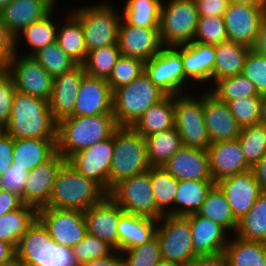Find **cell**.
I'll return each instance as SVG.
<instances>
[{
	"label": "cell",
	"instance_id": "2e32d148",
	"mask_svg": "<svg viewBox=\"0 0 266 266\" xmlns=\"http://www.w3.org/2000/svg\"><path fill=\"white\" fill-rule=\"evenodd\" d=\"M114 153L113 135L71 155L67 162L108 193V179Z\"/></svg>",
	"mask_w": 266,
	"mask_h": 266
},
{
	"label": "cell",
	"instance_id": "ba28073f",
	"mask_svg": "<svg viewBox=\"0 0 266 266\" xmlns=\"http://www.w3.org/2000/svg\"><path fill=\"white\" fill-rule=\"evenodd\" d=\"M72 14L82 26L87 52L118 44V28L122 15L110 4L79 7Z\"/></svg>",
	"mask_w": 266,
	"mask_h": 266
},
{
	"label": "cell",
	"instance_id": "6da1fadb",
	"mask_svg": "<svg viewBox=\"0 0 266 266\" xmlns=\"http://www.w3.org/2000/svg\"><path fill=\"white\" fill-rule=\"evenodd\" d=\"M57 128L48 101L15 92L10 121L3 129L7 134L13 139H57Z\"/></svg>",
	"mask_w": 266,
	"mask_h": 266
},
{
	"label": "cell",
	"instance_id": "9c48e42d",
	"mask_svg": "<svg viewBox=\"0 0 266 266\" xmlns=\"http://www.w3.org/2000/svg\"><path fill=\"white\" fill-rule=\"evenodd\" d=\"M107 195L127 213L159 220L163 214L157 209L148 171L119 180Z\"/></svg>",
	"mask_w": 266,
	"mask_h": 266
},
{
	"label": "cell",
	"instance_id": "7c38bea8",
	"mask_svg": "<svg viewBox=\"0 0 266 266\" xmlns=\"http://www.w3.org/2000/svg\"><path fill=\"white\" fill-rule=\"evenodd\" d=\"M7 72L11 75L16 91L42 98L49 102L52 95L53 77L32 55L14 54L7 62Z\"/></svg>",
	"mask_w": 266,
	"mask_h": 266
},
{
	"label": "cell",
	"instance_id": "e575fe53",
	"mask_svg": "<svg viewBox=\"0 0 266 266\" xmlns=\"http://www.w3.org/2000/svg\"><path fill=\"white\" fill-rule=\"evenodd\" d=\"M37 218L38 210L26 204L0 216V240L16 249L23 234Z\"/></svg>",
	"mask_w": 266,
	"mask_h": 266
},
{
	"label": "cell",
	"instance_id": "ee69618b",
	"mask_svg": "<svg viewBox=\"0 0 266 266\" xmlns=\"http://www.w3.org/2000/svg\"><path fill=\"white\" fill-rule=\"evenodd\" d=\"M215 87L209 92L218 100L225 103L241 97H261V95L258 94L255 85L243 74L220 79L215 82Z\"/></svg>",
	"mask_w": 266,
	"mask_h": 266
},
{
	"label": "cell",
	"instance_id": "d6986e66",
	"mask_svg": "<svg viewBox=\"0 0 266 266\" xmlns=\"http://www.w3.org/2000/svg\"><path fill=\"white\" fill-rule=\"evenodd\" d=\"M66 161L57 152L50 160L29 171L23 192V203L37 210L47 207L56 176Z\"/></svg>",
	"mask_w": 266,
	"mask_h": 266
},
{
	"label": "cell",
	"instance_id": "7bdbcfd3",
	"mask_svg": "<svg viewBox=\"0 0 266 266\" xmlns=\"http://www.w3.org/2000/svg\"><path fill=\"white\" fill-rule=\"evenodd\" d=\"M52 11L43 19L28 25L23 29L20 34L15 38V46L17 45L18 38L21 33L26 39L27 44L31 47L30 53L25 55H33L41 48L46 47L48 44L57 41L58 24L52 21Z\"/></svg>",
	"mask_w": 266,
	"mask_h": 266
},
{
	"label": "cell",
	"instance_id": "753ad0ef",
	"mask_svg": "<svg viewBox=\"0 0 266 266\" xmlns=\"http://www.w3.org/2000/svg\"><path fill=\"white\" fill-rule=\"evenodd\" d=\"M12 0H0V11L7 6Z\"/></svg>",
	"mask_w": 266,
	"mask_h": 266
},
{
	"label": "cell",
	"instance_id": "91938a15",
	"mask_svg": "<svg viewBox=\"0 0 266 266\" xmlns=\"http://www.w3.org/2000/svg\"><path fill=\"white\" fill-rule=\"evenodd\" d=\"M23 204L18 194L0 189V216L20 208Z\"/></svg>",
	"mask_w": 266,
	"mask_h": 266
},
{
	"label": "cell",
	"instance_id": "4dcf8cb0",
	"mask_svg": "<svg viewBox=\"0 0 266 266\" xmlns=\"http://www.w3.org/2000/svg\"><path fill=\"white\" fill-rule=\"evenodd\" d=\"M216 59L213 66V81L241 74L243 66L252 49L244 44L226 40L214 46Z\"/></svg>",
	"mask_w": 266,
	"mask_h": 266
},
{
	"label": "cell",
	"instance_id": "89a4df30",
	"mask_svg": "<svg viewBox=\"0 0 266 266\" xmlns=\"http://www.w3.org/2000/svg\"><path fill=\"white\" fill-rule=\"evenodd\" d=\"M7 72V62L0 58V77H2Z\"/></svg>",
	"mask_w": 266,
	"mask_h": 266
},
{
	"label": "cell",
	"instance_id": "277c9868",
	"mask_svg": "<svg viewBox=\"0 0 266 266\" xmlns=\"http://www.w3.org/2000/svg\"><path fill=\"white\" fill-rule=\"evenodd\" d=\"M15 258L36 266H79L72 248L53 241L38 218L19 240Z\"/></svg>",
	"mask_w": 266,
	"mask_h": 266
},
{
	"label": "cell",
	"instance_id": "3957f363",
	"mask_svg": "<svg viewBox=\"0 0 266 266\" xmlns=\"http://www.w3.org/2000/svg\"><path fill=\"white\" fill-rule=\"evenodd\" d=\"M106 196L107 192L98 183L86 178L66 161L56 176L47 207L86 211Z\"/></svg>",
	"mask_w": 266,
	"mask_h": 266
},
{
	"label": "cell",
	"instance_id": "8992f818",
	"mask_svg": "<svg viewBox=\"0 0 266 266\" xmlns=\"http://www.w3.org/2000/svg\"><path fill=\"white\" fill-rule=\"evenodd\" d=\"M113 143L108 192L119 180L144 173L151 167L145 139L131 126H119L113 133Z\"/></svg>",
	"mask_w": 266,
	"mask_h": 266
},
{
	"label": "cell",
	"instance_id": "a7ac6f4b",
	"mask_svg": "<svg viewBox=\"0 0 266 266\" xmlns=\"http://www.w3.org/2000/svg\"><path fill=\"white\" fill-rule=\"evenodd\" d=\"M259 124L266 126V93L261 95Z\"/></svg>",
	"mask_w": 266,
	"mask_h": 266
},
{
	"label": "cell",
	"instance_id": "681fc988",
	"mask_svg": "<svg viewBox=\"0 0 266 266\" xmlns=\"http://www.w3.org/2000/svg\"><path fill=\"white\" fill-rule=\"evenodd\" d=\"M226 40L228 37L223 17H199L193 42L215 46Z\"/></svg>",
	"mask_w": 266,
	"mask_h": 266
},
{
	"label": "cell",
	"instance_id": "6125c7cd",
	"mask_svg": "<svg viewBox=\"0 0 266 266\" xmlns=\"http://www.w3.org/2000/svg\"><path fill=\"white\" fill-rule=\"evenodd\" d=\"M122 252L113 250L109 255L103 256L89 262L83 263L80 266H124Z\"/></svg>",
	"mask_w": 266,
	"mask_h": 266
},
{
	"label": "cell",
	"instance_id": "5bb4252c",
	"mask_svg": "<svg viewBox=\"0 0 266 266\" xmlns=\"http://www.w3.org/2000/svg\"><path fill=\"white\" fill-rule=\"evenodd\" d=\"M145 72L151 82L167 95L184 93V84L188 79L184 74L182 56L174 47H163L145 63Z\"/></svg>",
	"mask_w": 266,
	"mask_h": 266
},
{
	"label": "cell",
	"instance_id": "7a4b0ae2",
	"mask_svg": "<svg viewBox=\"0 0 266 266\" xmlns=\"http://www.w3.org/2000/svg\"><path fill=\"white\" fill-rule=\"evenodd\" d=\"M118 127L113 114L64 118L58 122L57 152L67 160L74 153L111 137Z\"/></svg>",
	"mask_w": 266,
	"mask_h": 266
},
{
	"label": "cell",
	"instance_id": "8d00e7d4",
	"mask_svg": "<svg viewBox=\"0 0 266 266\" xmlns=\"http://www.w3.org/2000/svg\"><path fill=\"white\" fill-rule=\"evenodd\" d=\"M197 213L217 223L223 227L227 233L232 230L236 232L237 230L238 221L235 219L224 193L216 184L208 192Z\"/></svg>",
	"mask_w": 266,
	"mask_h": 266
},
{
	"label": "cell",
	"instance_id": "ab89813d",
	"mask_svg": "<svg viewBox=\"0 0 266 266\" xmlns=\"http://www.w3.org/2000/svg\"><path fill=\"white\" fill-rule=\"evenodd\" d=\"M150 181L157 209L163 215H173L178 180L162 167H150Z\"/></svg>",
	"mask_w": 266,
	"mask_h": 266
},
{
	"label": "cell",
	"instance_id": "f1b7e54d",
	"mask_svg": "<svg viewBox=\"0 0 266 266\" xmlns=\"http://www.w3.org/2000/svg\"><path fill=\"white\" fill-rule=\"evenodd\" d=\"M157 224V219L124 212L117 227V250L122 252L149 242L156 236Z\"/></svg>",
	"mask_w": 266,
	"mask_h": 266
},
{
	"label": "cell",
	"instance_id": "2644e50d",
	"mask_svg": "<svg viewBox=\"0 0 266 266\" xmlns=\"http://www.w3.org/2000/svg\"><path fill=\"white\" fill-rule=\"evenodd\" d=\"M11 266H36V265H32L15 258Z\"/></svg>",
	"mask_w": 266,
	"mask_h": 266
},
{
	"label": "cell",
	"instance_id": "7402d4cb",
	"mask_svg": "<svg viewBox=\"0 0 266 266\" xmlns=\"http://www.w3.org/2000/svg\"><path fill=\"white\" fill-rule=\"evenodd\" d=\"M85 75L84 65L77 64L72 69L53 78L49 107L57 122L72 116L81 81Z\"/></svg>",
	"mask_w": 266,
	"mask_h": 266
},
{
	"label": "cell",
	"instance_id": "f6af8a7d",
	"mask_svg": "<svg viewBox=\"0 0 266 266\" xmlns=\"http://www.w3.org/2000/svg\"><path fill=\"white\" fill-rule=\"evenodd\" d=\"M247 163L253 167L266 155V126L255 124L241 128L237 138Z\"/></svg>",
	"mask_w": 266,
	"mask_h": 266
},
{
	"label": "cell",
	"instance_id": "7dc6e473",
	"mask_svg": "<svg viewBox=\"0 0 266 266\" xmlns=\"http://www.w3.org/2000/svg\"><path fill=\"white\" fill-rule=\"evenodd\" d=\"M144 72L145 63L142 60L121 55L107 82L113 92L115 89L131 83Z\"/></svg>",
	"mask_w": 266,
	"mask_h": 266
},
{
	"label": "cell",
	"instance_id": "4fadbf2b",
	"mask_svg": "<svg viewBox=\"0 0 266 266\" xmlns=\"http://www.w3.org/2000/svg\"><path fill=\"white\" fill-rule=\"evenodd\" d=\"M38 219L58 245L73 248L87 233L84 211L42 207Z\"/></svg>",
	"mask_w": 266,
	"mask_h": 266
},
{
	"label": "cell",
	"instance_id": "bcb514c9",
	"mask_svg": "<svg viewBox=\"0 0 266 266\" xmlns=\"http://www.w3.org/2000/svg\"><path fill=\"white\" fill-rule=\"evenodd\" d=\"M32 56L53 78L77 65V63L60 48L57 41L41 48Z\"/></svg>",
	"mask_w": 266,
	"mask_h": 266
},
{
	"label": "cell",
	"instance_id": "d4e9b609",
	"mask_svg": "<svg viewBox=\"0 0 266 266\" xmlns=\"http://www.w3.org/2000/svg\"><path fill=\"white\" fill-rule=\"evenodd\" d=\"M179 180L213 181L207 150L181 147L163 167Z\"/></svg>",
	"mask_w": 266,
	"mask_h": 266
},
{
	"label": "cell",
	"instance_id": "9f6ffc18",
	"mask_svg": "<svg viewBox=\"0 0 266 266\" xmlns=\"http://www.w3.org/2000/svg\"><path fill=\"white\" fill-rule=\"evenodd\" d=\"M199 17L218 16L223 17L228 6L229 0H194Z\"/></svg>",
	"mask_w": 266,
	"mask_h": 266
},
{
	"label": "cell",
	"instance_id": "74e56055",
	"mask_svg": "<svg viewBox=\"0 0 266 266\" xmlns=\"http://www.w3.org/2000/svg\"><path fill=\"white\" fill-rule=\"evenodd\" d=\"M66 19L63 26H58L57 43L77 64H83L88 52L82 26L72 13H69Z\"/></svg>",
	"mask_w": 266,
	"mask_h": 266
},
{
	"label": "cell",
	"instance_id": "94428289",
	"mask_svg": "<svg viewBox=\"0 0 266 266\" xmlns=\"http://www.w3.org/2000/svg\"><path fill=\"white\" fill-rule=\"evenodd\" d=\"M185 266H228L224 252L215 255L196 256Z\"/></svg>",
	"mask_w": 266,
	"mask_h": 266
},
{
	"label": "cell",
	"instance_id": "f907efd6",
	"mask_svg": "<svg viewBox=\"0 0 266 266\" xmlns=\"http://www.w3.org/2000/svg\"><path fill=\"white\" fill-rule=\"evenodd\" d=\"M260 101L261 97H241L233 99L227 104L236 120L237 124L241 127H247L259 124L260 120Z\"/></svg>",
	"mask_w": 266,
	"mask_h": 266
},
{
	"label": "cell",
	"instance_id": "03108f58",
	"mask_svg": "<svg viewBox=\"0 0 266 266\" xmlns=\"http://www.w3.org/2000/svg\"><path fill=\"white\" fill-rule=\"evenodd\" d=\"M256 49L262 53H266V12L262 19L260 38Z\"/></svg>",
	"mask_w": 266,
	"mask_h": 266
},
{
	"label": "cell",
	"instance_id": "e0dca14e",
	"mask_svg": "<svg viewBox=\"0 0 266 266\" xmlns=\"http://www.w3.org/2000/svg\"><path fill=\"white\" fill-rule=\"evenodd\" d=\"M118 46L123 56L148 62L164 47L161 43L159 27H137L123 18L118 28Z\"/></svg>",
	"mask_w": 266,
	"mask_h": 266
},
{
	"label": "cell",
	"instance_id": "83f0119b",
	"mask_svg": "<svg viewBox=\"0 0 266 266\" xmlns=\"http://www.w3.org/2000/svg\"><path fill=\"white\" fill-rule=\"evenodd\" d=\"M181 54L183 70L188 81H212L213 66L216 59L214 45L190 42L185 45L174 46Z\"/></svg>",
	"mask_w": 266,
	"mask_h": 266
},
{
	"label": "cell",
	"instance_id": "003e7915",
	"mask_svg": "<svg viewBox=\"0 0 266 266\" xmlns=\"http://www.w3.org/2000/svg\"><path fill=\"white\" fill-rule=\"evenodd\" d=\"M230 4H247L256 7H266V0H229Z\"/></svg>",
	"mask_w": 266,
	"mask_h": 266
},
{
	"label": "cell",
	"instance_id": "34e18365",
	"mask_svg": "<svg viewBox=\"0 0 266 266\" xmlns=\"http://www.w3.org/2000/svg\"><path fill=\"white\" fill-rule=\"evenodd\" d=\"M13 263H0V266H11Z\"/></svg>",
	"mask_w": 266,
	"mask_h": 266
},
{
	"label": "cell",
	"instance_id": "d590c367",
	"mask_svg": "<svg viewBox=\"0 0 266 266\" xmlns=\"http://www.w3.org/2000/svg\"><path fill=\"white\" fill-rule=\"evenodd\" d=\"M144 139L151 167H163L183 147L181 137L175 128L153 133Z\"/></svg>",
	"mask_w": 266,
	"mask_h": 266
},
{
	"label": "cell",
	"instance_id": "816d5d0a",
	"mask_svg": "<svg viewBox=\"0 0 266 266\" xmlns=\"http://www.w3.org/2000/svg\"><path fill=\"white\" fill-rule=\"evenodd\" d=\"M254 85L259 95L266 93V53L252 48L246 57L242 73Z\"/></svg>",
	"mask_w": 266,
	"mask_h": 266
},
{
	"label": "cell",
	"instance_id": "e7e4bbea",
	"mask_svg": "<svg viewBox=\"0 0 266 266\" xmlns=\"http://www.w3.org/2000/svg\"><path fill=\"white\" fill-rule=\"evenodd\" d=\"M15 249L7 242L0 240V263H13Z\"/></svg>",
	"mask_w": 266,
	"mask_h": 266
},
{
	"label": "cell",
	"instance_id": "603a6c76",
	"mask_svg": "<svg viewBox=\"0 0 266 266\" xmlns=\"http://www.w3.org/2000/svg\"><path fill=\"white\" fill-rule=\"evenodd\" d=\"M213 181L250 170L238 139L211 143L207 149Z\"/></svg>",
	"mask_w": 266,
	"mask_h": 266
},
{
	"label": "cell",
	"instance_id": "ac0fdd59",
	"mask_svg": "<svg viewBox=\"0 0 266 266\" xmlns=\"http://www.w3.org/2000/svg\"><path fill=\"white\" fill-rule=\"evenodd\" d=\"M215 184L224 193L237 221L248 213L261 195L252 169L223 178Z\"/></svg>",
	"mask_w": 266,
	"mask_h": 266
},
{
	"label": "cell",
	"instance_id": "d6a6232c",
	"mask_svg": "<svg viewBox=\"0 0 266 266\" xmlns=\"http://www.w3.org/2000/svg\"><path fill=\"white\" fill-rule=\"evenodd\" d=\"M214 185V181L179 180L173 216H187L197 213Z\"/></svg>",
	"mask_w": 266,
	"mask_h": 266
},
{
	"label": "cell",
	"instance_id": "60d3db41",
	"mask_svg": "<svg viewBox=\"0 0 266 266\" xmlns=\"http://www.w3.org/2000/svg\"><path fill=\"white\" fill-rule=\"evenodd\" d=\"M161 0H127L122 18L137 27H159Z\"/></svg>",
	"mask_w": 266,
	"mask_h": 266
},
{
	"label": "cell",
	"instance_id": "db71d44e",
	"mask_svg": "<svg viewBox=\"0 0 266 266\" xmlns=\"http://www.w3.org/2000/svg\"><path fill=\"white\" fill-rule=\"evenodd\" d=\"M16 92L11 75L6 72L0 77V129L3 130L10 121L13 96Z\"/></svg>",
	"mask_w": 266,
	"mask_h": 266
},
{
	"label": "cell",
	"instance_id": "44dd1931",
	"mask_svg": "<svg viewBox=\"0 0 266 266\" xmlns=\"http://www.w3.org/2000/svg\"><path fill=\"white\" fill-rule=\"evenodd\" d=\"M113 92L106 79L85 75L81 81L72 116L112 113Z\"/></svg>",
	"mask_w": 266,
	"mask_h": 266
},
{
	"label": "cell",
	"instance_id": "6f0895ef",
	"mask_svg": "<svg viewBox=\"0 0 266 266\" xmlns=\"http://www.w3.org/2000/svg\"><path fill=\"white\" fill-rule=\"evenodd\" d=\"M14 139L4 130H0V176L3 175L13 163Z\"/></svg>",
	"mask_w": 266,
	"mask_h": 266
},
{
	"label": "cell",
	"instance_id": "52a82bcc",
	"mask_svg": "<svg viewBox=\"0 0 266 266\" xmlns=\"http://www.w3.org/2000/svg\"><path fill=\"white\" fill-rule=\"evenodd\" d=\"M164 3L162 1L159 21L162 45L174 47L192 42L199 21L194 0H169Z\"/></svg>",
	"mask_w": 266,
	"mask_h": 266
},
{
	"label": "cell",
	"instance_id": "b9f144b4",
	"mask_svg": "<svg viewBox=\"0 0 266 266\" xmlns=\"http://www.w3.org/2000/svg\"><path fill=\"white\" fill-rule=\"evenodd\" d=\"M121 55L118 44L91 50L83 63L85 73L94 78L107 80Z\"/></svg>",
	"mask_w": 266,
	"mask_h": 266
},
{
	"label": "cell",
	"instance_id": "cb8c5ba5",
	"mask_svg": "<svg viewBox=\"0 0 266 266\" xmlns=\"http://www.w3.org/2000/svg\"><path fill=\"white\" fill-rule=\"evenodd\" d=\"M204 121L211 143L235 140L240 135L241 127L228 104L218 100L209 90L204 92Z\"/></svg>",
	"mask_w": 266,
	"mask_h": 266
},
{
	"label": "cell",
	"instance_id": "836d02e7",
	"mask_svg": "<svg viewBox=\"0 0 266 266\" xmlns=\"http://www.w3.org/2000/svg\"><path fill=\"white\" fill-rule=\"evenodd\" d=\"M224 254L228 266H266V243L239 238L229 240Z\"/></svg>",
	"mask_w": 266,
	"mask_h": 266
},
{
	"label": "cell",
	"instance_id": "8fae6325",
	"mask_svg": "<svg viewBox=\"0 0 266 266\" xmlns=\"http://www.w3.org/2000/svg\"><path fill=\"white\" fill-rule=\"evenodd\" d=\"M156 236L161 245V257L179 266L187 265L194 253L190 221L186 216L163 215L158 220Z\"/></svg>",
	"mask_w": 266,
	"mask_h": 266
},
{
	"label": "cell",
	"instance_id": "8c879c8a",
	"mask_svg": "<svg viewBox=\"0 0 266 266\" xmlns=\"http://www.w3.org/2000/svg\"><path fill=\"white\" fill-rule=\"evenodd\" d=\"M157 266H179V265L171 263L167 260L161 259L159 263L157 264Z\"/></svg>",
	"mask_w": 266,
	"mask_h": 266
},
{
	"label": "cell",
	"instance_id": "f35d334b",
	"mask_svg": "<svg viewBox=\"0 0 266 266\" xmlns=\"http://www.w3.org/2000/svg\"><path fill=\"white\" fill-rule=\"evenodd\" d=\"M236 236L266 243V195L261 194L248 213L238 221Z\"/></svg>",
	"mask_w": 266,
	"mask_h": 266
},
{
	"label": "cell",
	"instance_id": "be15d7a7",
	"mask_svg": "<svg viewBox=\"0 0 266 266\" xmlns=\"http://www.w3.org/2000/svg\"><path fill=\"white\" fill-rule=\"evenodd\" d=\"M251 169L253 170L255 179L259 184L261 194L266 195V155L261 160H259Z\"/></svg>",
	"mask_w": 266,
	"mask_h": 266
},
{
	"label": "cell",
	"instance_id": "f5cc1de1",
	"mask_svg": "<svg viewBox=\"0 0 266 266\" xmlns=\"http://www.w3.org/2000/svg\"><path fill=\"white\" fill-rule=\"evenodd\" d=\"M73 253L77 264L89 262L103 256L109 255L114 249L98 237L86 233L84 238L73 248Z\"/></svg>",
	"mask_w": 266,
	"mask_h": 266
},
{
	"label": "cell",
	"instance_id": "f546056e",
	"mask_svg": "<svg viewBox=\"0 0 266 266\" xmlns=\"http://www.w3.org/2000/svg\"><path fill=\"white\" fill-rule=\"evenodd\" d=\"M57 139H14L13 163L26 171L50 160L57 153Z\"/></svg>",
	"mask_w": 266,
	"mask_h": 266
},
{
	"label": "cell",
	"instance_id": "9a60e30c",
	"mask_svg": "<svg viewBox=\"0 0 266 266\" xmlns=\"http://www.w3.org/2000/svg\"><path fill=\"white\" fill-rule=\"evenodd\" d=\"M266 7L230 4L223 18L228 40L256 48Z\"/></svg>",
	"mask_w": 266,
	"mask_h": 266
},
{
	"label": "cell",
	"instance_id": "11a10c76",
	"mask_svg": "<svg viewBox=\"0 0 266 266\" xmlns=\"http://www.w3.org/2000/svg\"><path fill=\"white\" fill-rule=\"evenodd\" d=\"M27 176L28 171L12 163L10 168L0 176V189L18 194L23 202V192Z\"/></svg>",
	"mask_w": 266,
	"mask_h": 266
},
{
	"label": "cell",
	"instance_id": "4316f807",
	"mask_svg": "<svg viewBox=\"0 0 266 266\" xmlns=\"http://www.w3.org/2000/svg\"><path fill=\"white\" fill-rule=\"evenodd\" d=\"M190 221L192 244L197 256L224 252L228 243L226 230L198 213L186 216Z\"/></svg>",
	"mask_w": 266,
	"mask_h": 266
},
{
	"label": "cell",
	"instance_id": "ffe728a7",
	"mask_svg": "<svg viewBox=\"0 0 266 266\" xmlns=\"http://www.w3.org/2000/svg\"><path fill=\"white\" fill-rule=\"evenodd\" d=\"M121 207L108 195L98 204L84 211L87 233L98 237L117 250V227L120 216L124 213Z\"/></svg>",
	"mask_w": 266,
	"mask_h": 266
},
{
	"label": "cell",
	"instance_id": "5b68a950",
	"mask_svg": "<svg viewBox=\"0 0 266 266\" xmlns=\"http://www.w3.org/2000/svg\"><path fill=\"white\" fill-rule=\"evenodd\" d=\"M167 94L144 72L131 83L113 91L112 113L118 126H132L152 105Z\"/></svg>",
	"mask_w": 266,
	"mask_h": 266
},
{
	"label": "cell",
	"instance_id": "1f68e13d",
	"mask_svg": "<svg viewBox=\"0 0 266 266\" xmlns=\"http://www.w3.org/2000/svg\"><path fill=\"white\" fill-rule=\"evenodd\" d=\"M174 96L152 105L131 127L143 137L174 128Z\"/></svg>",
	"mask_w": 266,
	"mask_h": 266
},
{
	"label": "cell",
	"instance_id": "30bf717a",
	"mask_svg": "<svg viewBox=\"0 0 266 266\" xmlns=\"http://www.w3.org/2000/svg\"><path fill=\"white\" fill-rule=\"evenodd\" d=\"M174 114L182 145L207 150L211 142L204 121V93L199 99L191 94L175 95Z\"/></svg>",
	"mask_w": 266,
	"mask_h": 266
},
{
	"label": "cell",
	"instance_id": "484cf974",
	"mask_svg": "<svg viewBox=\"0 0 266 266\" xmlns=\"http://www.w3.org/2000/svg\"><path fill=\"white\" fill-rule=\"evenodd\" d=\"M54 4L50 0H12L0 11V18L16 38L28 25L43 19Z\"/></svg>",
	"mask_w": 266,
	"mask_h": 266
},
{
	"label": "cell",
	"instance_id": "680465c9",
	"mask_svg": "<svg viewBox=\"0 0 266 266\" xmlns=\"http://www.w3.org/2000/svg\"><path fill=\"white\" fill-rule=\"evenodd\" d=\"M15 38L10 34L7 27L0 18V58L8 62L14 54Z\"/></svg>",
	"mask_w": 266,
	"mask_h": 266
},
{
	"label": "cell",
	"instance_id": "c3c4849f",
	"mask_svg": "<svg viewBox=\"0 0 266 266\" xmlns=\"http://www.w3.org/2000/svg\"><path fill=\"white\" fill-rule=\"evenodd\" d=\"M122 254L124 266H157L162 259L157 236L145 244L122 251Z\"/></svg>",
	"mask_w": 266,
	"mask_h": 266
}]
</instances>
